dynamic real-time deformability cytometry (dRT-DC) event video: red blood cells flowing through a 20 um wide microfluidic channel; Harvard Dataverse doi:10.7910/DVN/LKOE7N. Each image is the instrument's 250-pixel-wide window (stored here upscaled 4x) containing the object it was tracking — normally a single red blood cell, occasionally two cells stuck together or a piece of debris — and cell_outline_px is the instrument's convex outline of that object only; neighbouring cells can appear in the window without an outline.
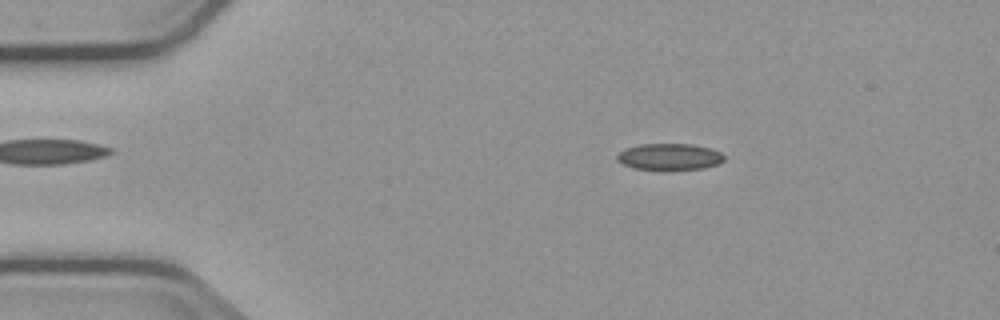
{"species": "common noctule bat (a hibernating species)", "species_latin": "Nyctalus noctula", "temperature_condition": "cold", "stored_images_in_passage": 4, "camera_frame_rate_fps": 3000, "um_per_image_px": 0.085, "animal": {"sex": "male", "body_mass_g": 23.1, "forearm_length_mm": 52.7}, "frame": {"image": 1, "passage_image": 2, "time_ms": 1.333, "image_size_px": [1000, 320], "cell_outline_px": [[724, 160], [716, 164], [704, 168], [632, 168], [616, 160], [616, 156], [624, 148], [640, 144], [692, 144], [712, 148], [720, 152], [724, 156]], "centroid_in_image_um": [56.89, 13.29], "position_along_channel_um": 28.1, "area_um2": 16.13}}
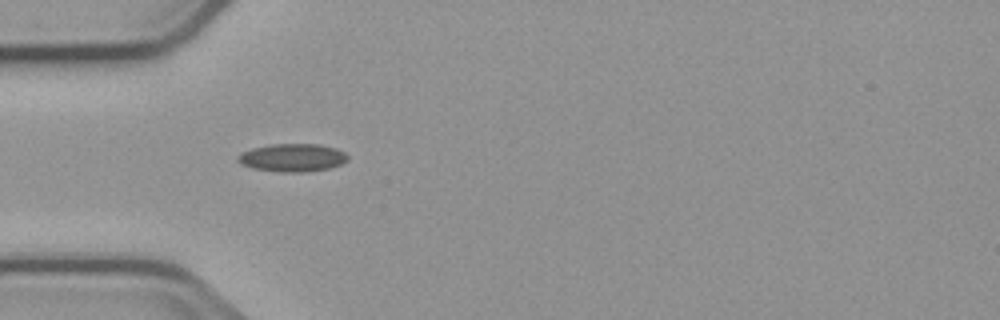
{"frame": {"image": 2, "passage_image": 4, "time_ms": 3.667, "image_size_px": [1000, 320], "cell_outline_px": [[348, 160], [340, 164], [328, 168], [304, 172], [280, 172], [252, 168], [240, 164], [236, 160], [236, 156], [240, 152], [252, 148], [272, 144], [320, 144], [336, 148], [344, 152], [348, 156]], "centroid_in_image_um": [24.81, 13.4], "position_along_channel_um": 60.2, "area_um2": 18.03}}